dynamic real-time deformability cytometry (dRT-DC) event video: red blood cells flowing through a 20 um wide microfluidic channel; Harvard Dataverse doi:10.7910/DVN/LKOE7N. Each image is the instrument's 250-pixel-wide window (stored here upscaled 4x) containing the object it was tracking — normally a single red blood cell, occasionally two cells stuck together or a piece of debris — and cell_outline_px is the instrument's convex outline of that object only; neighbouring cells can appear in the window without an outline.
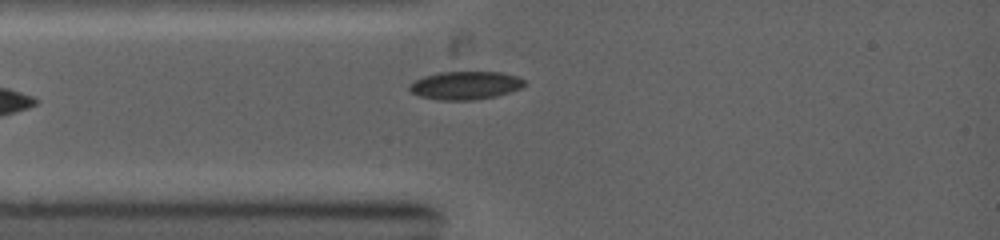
{"species": "common noctule bat (a hibernating species)", "species_latin": "Nyctalus noctula", "temperature_condition": "warm", "stored_images_in_passage": 3, "camera_frame_rate_fps": 5000, "um_per_image_px": 0.085, "animal": {"sex": "female", "body_mass_g": 19.0, "forearm_length_mm": 53.3}, "frame": {"image": 1, "passage_image": 3, "time_ms": 2.2, "image_size_px": [1000, 240], "cell_outline_px": [[524, 84], [520, 88], [512, 92], [496, 96], [472, 100], [440, 100], [420, 96], [412, 92], [408, 88], [408, 84], [424, 76], [440, 72], [500, 72], [516, 76], [524, 80]], "centroid_in_image_um": [39.54, 7.26], "position_along_channel_um": 45.5, "area_um2": 18.79}}